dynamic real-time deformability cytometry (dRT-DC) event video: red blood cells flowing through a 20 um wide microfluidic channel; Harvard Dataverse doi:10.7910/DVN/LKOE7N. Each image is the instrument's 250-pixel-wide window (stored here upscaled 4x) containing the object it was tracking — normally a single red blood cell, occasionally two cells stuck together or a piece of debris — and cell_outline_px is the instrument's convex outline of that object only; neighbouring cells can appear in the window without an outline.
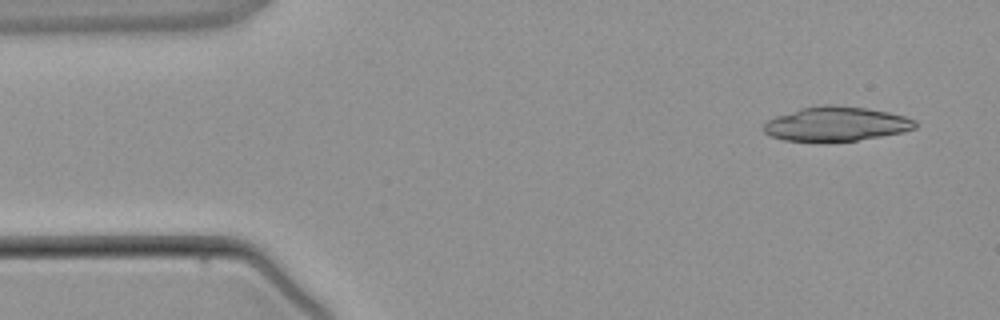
{"species": "common noctule bat (a hibernating species)", "species_latin": "Nyctalus noctula", "temperature_condition": "warm", "stored_images_in_passage": 2, "camera_frame_rate_fps": 3000, "um_per_image_px": 0.085, "animal": {"sex": "male", "body_mass_g": 21.5, "forearm_length_mm": 52.0}, "frame": {"image": 1, "passage_image": 1, "time_ms": 0.0, "image_size_px": [1000, 320], "cell_outline_px": [[916, 128], [900, 132], [880, 136], [856, 140], [784, 140], [772, 136], [764, 132], [760, 128], [768, 120], [776, 116], [800, 108], [820, 104], [836, 104], [868, 108], [888, 112], [904, 116], [916, 120]], "centroid_in_image_um": [71.06, 10.5], "position_along_channel_um": 13.9, "area_um2": 30.06}}